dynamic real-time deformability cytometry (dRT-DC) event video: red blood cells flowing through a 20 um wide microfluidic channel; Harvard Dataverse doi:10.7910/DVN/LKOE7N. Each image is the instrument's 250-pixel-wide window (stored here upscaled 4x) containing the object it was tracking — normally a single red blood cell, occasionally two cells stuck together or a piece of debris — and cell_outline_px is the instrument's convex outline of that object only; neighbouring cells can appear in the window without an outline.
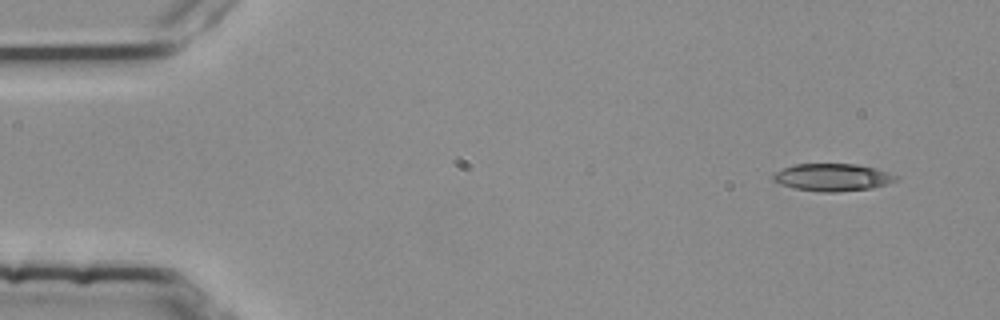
{"species": "common noctule bat (a hibernating species)", "species_latin": "Nyctalus noctula", "temperature_condition": "room temperature", "stored_images_in_passage": 3, "camera_frame_rate_fps": 3000, "um_per_image_px": 0.085, "animal": {"sex": "female", "body_mass_g": 25.1}, "frame": {"image": 1, "passage_image": 1, "time_ms": 0.0, "image_size_px": [1000, 320], "cell_outline_px": [[900, 176], [896, 180], [888, 184], [872, 188], [836, 192], [824, 192], [796, 188], [780, 184], [772, 180], [772, 176], [776, 172], [792, 164], [856, 164], [876, 168]], "centroid_in_image_um": [70.79, 15.06], "position_along_channel_um": 14.2, "area_um2": 19.59}}
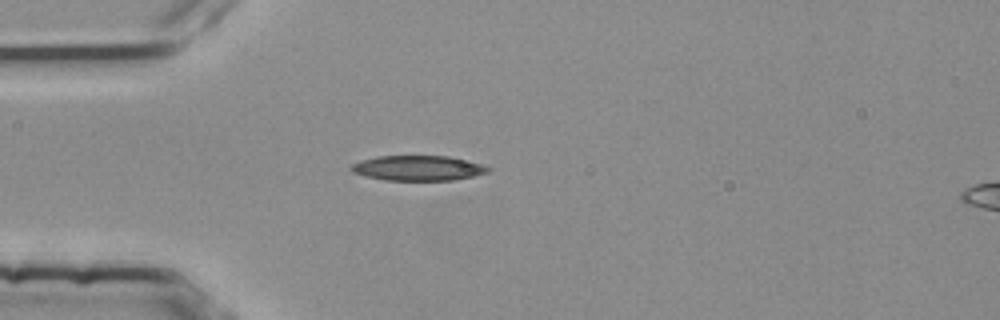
{"frame": {"image": 2, "passage_image": 3, "time_ms": 0.667, "image_size_px": [1000, 320], "cell_outline_px": [[492, 168], [488, 172], [456, 180], [384, 180], [352, 172], [348, 168], [352, 164], [360, 160], [376, 156], [448, 156], [480, 164]], "centroid_in_image_um": [35.5, 14.28], "position_along_channel_um": 49.5, "area_um2": 19.88}}